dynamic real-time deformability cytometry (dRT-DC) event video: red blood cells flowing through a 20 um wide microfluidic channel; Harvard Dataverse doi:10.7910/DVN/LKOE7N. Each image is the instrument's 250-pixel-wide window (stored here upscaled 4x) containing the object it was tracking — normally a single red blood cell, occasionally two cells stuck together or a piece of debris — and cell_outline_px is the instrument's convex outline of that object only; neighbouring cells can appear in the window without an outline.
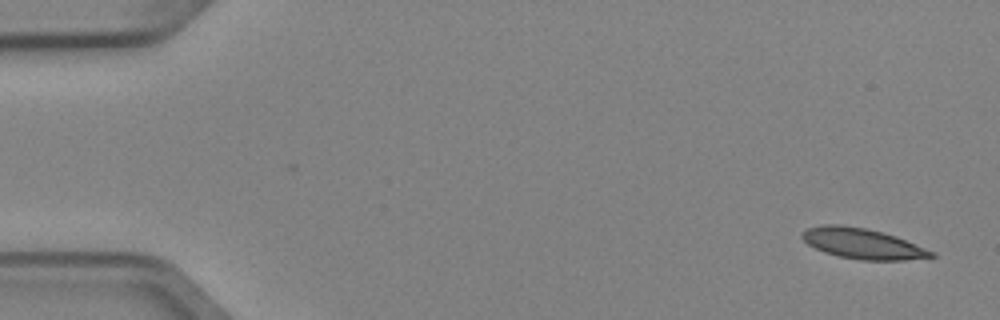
{"species": "Egyptian fruit bat (a non-hibernating species)", "species_latin": "Rousettus aegyptiacus", "temperature_condition": "cold", "stored_images_in_passage": 7, "camera_frame_rate_fps": 3000, "um_per_image_px": 0.085, "animal": {"sex": "female"}, "frame": {"image": 1, "passage_image": 1, "time_ms": 0.0, "image_size_px": [1000, 320], "cell_outline_px": [[936, 256], [904, 260], [860, 260], [840, 256], [824, 252], [808, 244], [800, 236], [800, 232], [808, 228], [820, 224], [840, 224], [864, 228], [896, 236], [936, 252]], "centroid_in_image_um": [73.29, 20.7], "position_along_channel_um": 11.7, "area_um2": 22.89}}
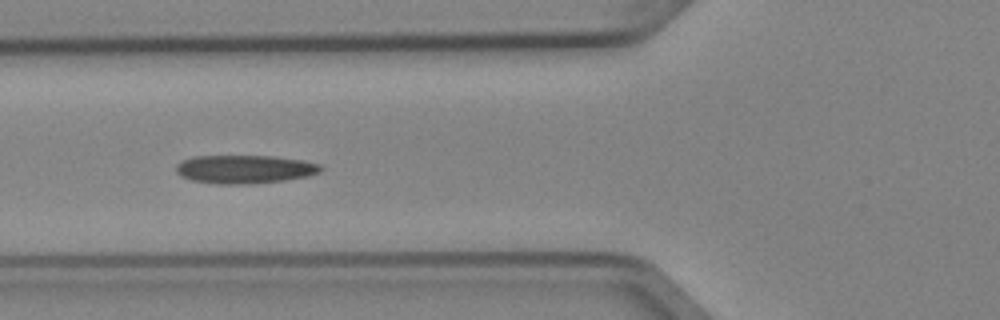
{"frame": {"image": 2, "passage_image": 6, "time_ms": 1.667, "image_size_px": [1000, 320], "cell_outline_px": [[324, 168], [320, 172], [308, 176], [284, 180], [244, 184], [220, 184], [192, 180], [180, 176], [176, 172], [176, 164], [192, 156], [272, 156], [304, 160], [320, 164]], "centroid_in_image_um": [20.81, 14.37], "position_along_channel_um": 105.0, "area_um2": 23.93}}
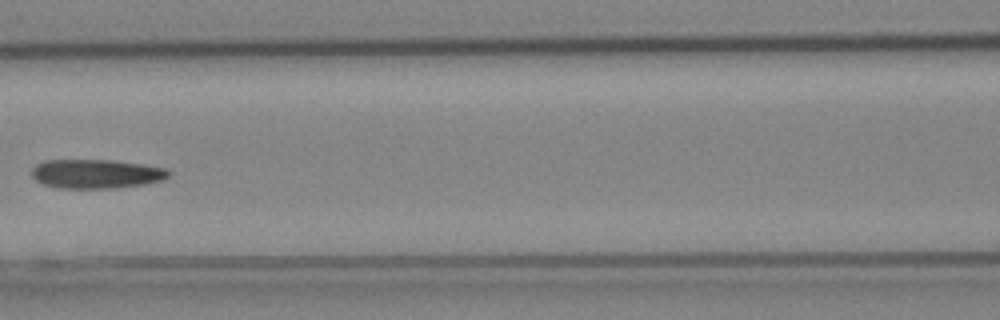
{"frame": {"image": 3, "passage_image": 7, "time_ms": 2.0, "image_size_px": [1000, 320], "cell_outline_px": [[172, 172], [164, 180], [144, 184], [116, 188], [56, 188], [44, 184], [36, 180], [32, 176], [32, 168], [36, 164], [44, 160], [112, 160], [168, 168]], "centroid_in_image_um": [8.19, 14.77], "position_along_channel_um": 158.4, "area_um2": 23.35}}